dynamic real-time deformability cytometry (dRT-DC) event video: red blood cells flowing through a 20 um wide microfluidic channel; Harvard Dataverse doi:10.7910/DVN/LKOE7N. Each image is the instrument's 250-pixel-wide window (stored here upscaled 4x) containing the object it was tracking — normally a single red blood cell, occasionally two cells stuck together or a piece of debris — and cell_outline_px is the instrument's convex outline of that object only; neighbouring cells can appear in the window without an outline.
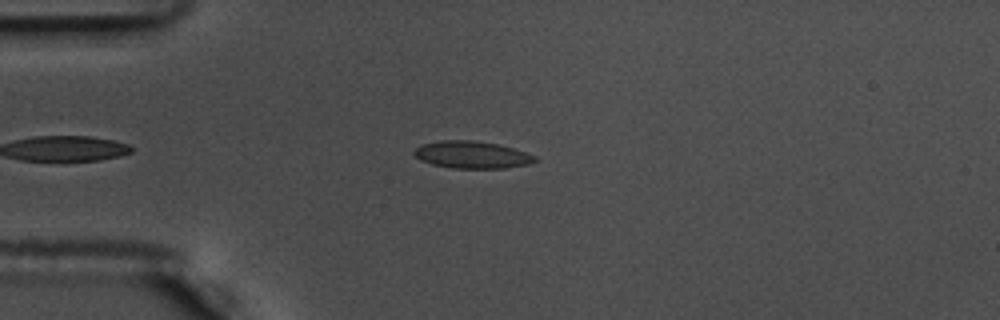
{"species": "common noctule bat (a hibernating species)", "species_latin": "Nyctalus noctula", "temperature_condition": "warm", "stored_images_in_passage": 49, "camera_frame_rate_fps": 3000, "um_per_image_px": 0.085, "animal": {"sex": "male", "body_mass_g": 17.5, "forearm_length_mm": 52.3}, "frame": {"image": 1, "passage_image": 11, "time_ms": 3.333, "image_size_px": [1000, 320], "cell_outline_px": [[540, 160], [528, 164], [504, 168], [452, 168], [432, 164], [420, 160], [412, 152], [420, 144], [440, 140], [472, 140], [496, 144], [512, 148], [536, 156]], "centroid_in_image_um": [40.09, 13.15], "position_along_channel_um": 44.9, "area_um2": 19.13}}
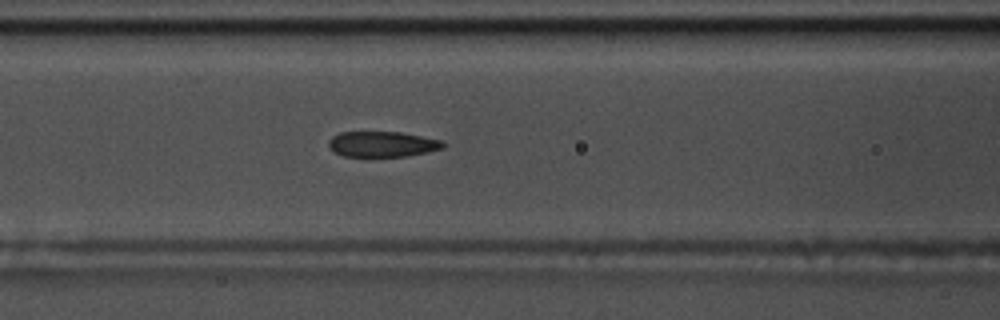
{"frame": {"image": 2, "passage_image": 20, "time_ms": 6.333, "image_size_px": [1000, 320], "cell_outline_px": [[448, 144], [444, 148], [404, 156], [344, 156], [328, 148], [328, 140], [332, 136], [340, 132], [400, 132], [444, 140]], "centroid_in_image_um": [32.51, 12.24], "position_along_channel_um": 134.1, "area_um2": 17.05}}
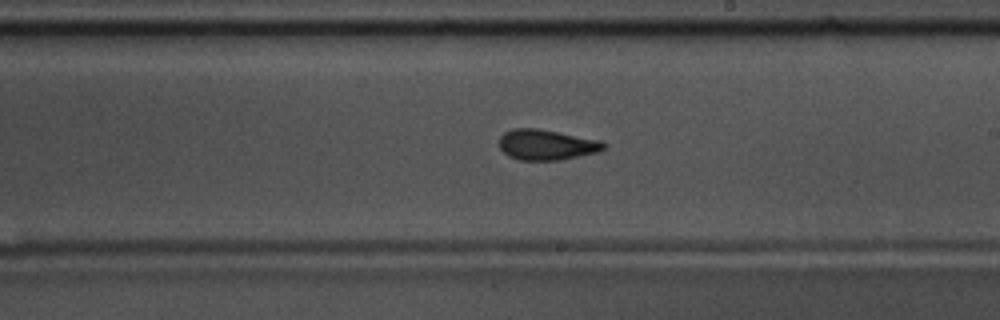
{"frame": {"image": 3, "passage_image": 29, "time_ms": 9.333, "image_size_px": [1000, 320], "cell_outline_px": [[608, 144], [604, 148], [596, 152], [560, 160], [520, 160], [508, 156], [500, 148], [500, 136], [504, 132], [512, 128], [536, 128], [600, 140]], "centroid_in_image_um": [46.43, 12.3], "position_along_channel_um": 242.6, "area_um2": 18.44}, "authors_computed_cell_mechanics": {"area_um2": 18.3226, "velocity_mm_per_s": 3.6332, "shape_relaxation_time_tau1_ms": 7.762, "shape_relaxation_time_tau2_ms": 2.5138, "deformation_change_tau1": 0.2018, "deformation_change_tau2": 0.0966}}